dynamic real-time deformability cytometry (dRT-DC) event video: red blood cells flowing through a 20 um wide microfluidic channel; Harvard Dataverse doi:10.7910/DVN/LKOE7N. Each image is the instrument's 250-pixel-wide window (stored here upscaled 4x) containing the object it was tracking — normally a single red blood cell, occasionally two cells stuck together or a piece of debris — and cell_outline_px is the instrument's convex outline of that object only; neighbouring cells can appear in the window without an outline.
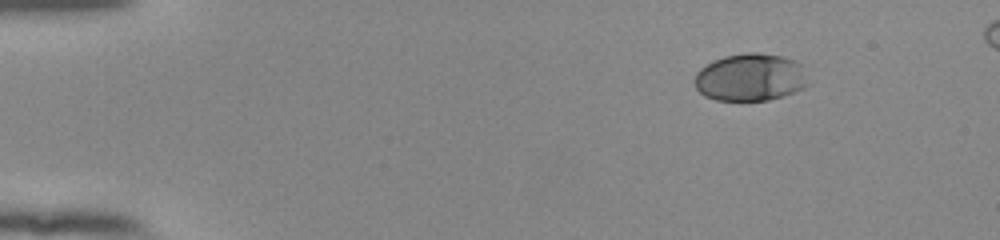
{"species": "human", "species_latin": "Homo sapiens", "temperature_condition": "room temperature", "stored_images_in_passage": 48, "camera_frame_rate_fps": 3000, "um_per_image_px": 0.085, "donor": {"sex": "female"}, "frame": {"image": 1, "passage_image": 1, "time_ms": 0.0, "image_size_px": [1000, 240], "cell_outline_px": [[808, 84], [804, 88], [784, 96], [768, 100], [716, 100], [704, 96], [696, 88], [696, 72], [700, 68], [712, 60], [724, 56], [748, 52], [756, 52], [784, 56], [796, 60], [804, 64]], "centroid_in_image_um": [63.82, 6.56], "position_along_channel_um": 21.2, "area_um2": 31.85}}
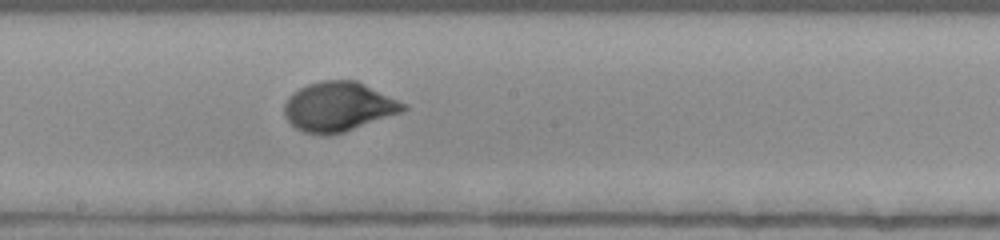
{"frame": {"image": 2, "passage_image": 25, "time_ms": 8.0, "image_size_px": [1000, 240], "cell_outline_px": [[408, 108], [400, 112], [344, 132], [328, 136], [304, 132], [296, 128], [284, 116], [284, 104], [288, 96], [300, 88], [308, 84], [320, 80], [356, 80], [408, 104]], "centroid_in_image_um": [28.75, 9.06], "position_along_channel_um": 219.4, "area_um2": 34.22}}
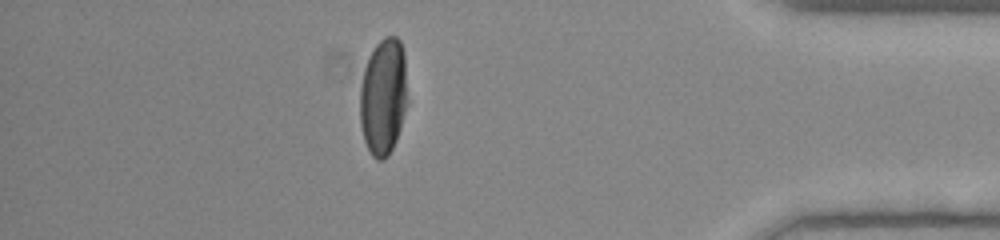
{"frame": {"image": 3, "passage_image": 42, "time_ms": 13.667, "image_size_px": [1000, 240], "cell_outline_px": [[408, 100], [400, 128], [396, 140], [388, 156], [384, 160], [376, 160], [372, 156], [364, 140], [360, 124], [360, 84], [364, 68], [368, 56], [376, 44], [384, 36], [396, 36], [400, 40], [404, 52]], "centroid_in_image_um": [32.58, 8.2], "position_along_channel_um": 402.6, "area_um2": 32.83}, "authors_computed_cell_mechanics": {"area_um2": 32.4836, "velocity_mm_per_s": 3.831, "shape_relaxation_time_tau1_ms": 2.6516, "shape_relaxation_time_tau2_ms": null, "deformation_change_tau1": 0.1706, "deformation_change_tau2": null}}